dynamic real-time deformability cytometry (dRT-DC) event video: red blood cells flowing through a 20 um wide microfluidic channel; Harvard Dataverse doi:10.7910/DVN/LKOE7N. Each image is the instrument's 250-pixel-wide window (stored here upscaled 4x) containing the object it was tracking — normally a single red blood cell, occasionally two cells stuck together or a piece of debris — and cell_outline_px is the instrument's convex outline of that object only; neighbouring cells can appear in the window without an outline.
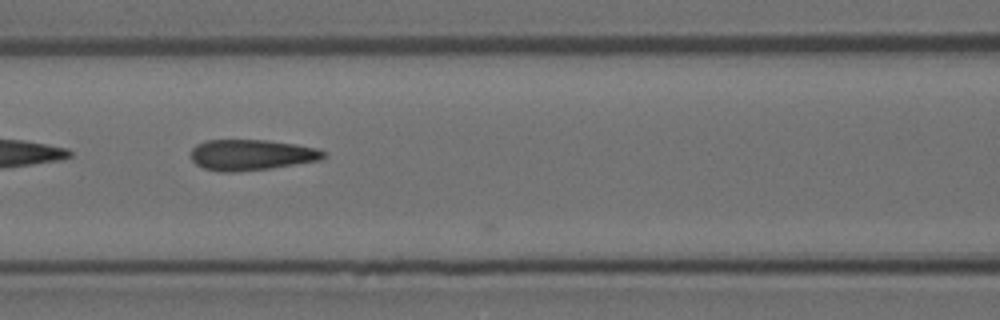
{"species": "Egyptian fruit bat (a non-hibernating species)", "species_latin": "Rousettus aegyptiacus", "temperature_condition": "room temperature", "stored_images_in_passage": 7, "camera_frame_rate_fps": 3000, "um_per_image_px": 0.085, "animal": {"sex": "female"}, "frame": {"image": 1, "passage_image": 6, "time_ms": 1.667, "image_size_px": [1000, 320], "cell_outline_px": [[324, 156], [320, 160], [272, 168], [236, 172], [220, 172], [204, 168], [196, 164], [192, 160], [192, 148], [196, 144], [204, 140], [264, 140], [296, 144], [316, 148], [324, 152]], "centroid_in_image_um": [21.33, 13.17], "position_along_channel_um": 145.3, "area_um2": 23.76}}